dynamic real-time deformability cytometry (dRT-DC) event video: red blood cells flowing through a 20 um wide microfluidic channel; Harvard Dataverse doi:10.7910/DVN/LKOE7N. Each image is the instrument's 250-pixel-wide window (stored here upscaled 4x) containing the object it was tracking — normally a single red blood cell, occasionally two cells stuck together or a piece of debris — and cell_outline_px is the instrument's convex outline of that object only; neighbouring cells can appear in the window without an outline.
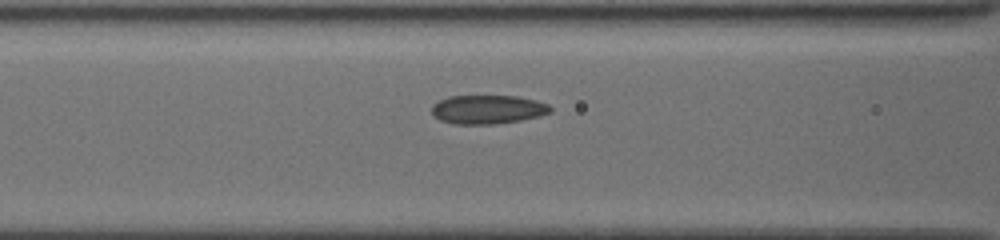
{"species": "common noctule bat (a hibernating species)", "species_latin": "Nyctalus noctula", "temperature_condition": "cold", "stored_images_in_passage": 8, "camera_frame_rate_fps": 3000, "um_per_image_px": 0.085, "animal": {"sex": "female", "body_mass_g": 19.5, "forearm_length_mm": 54.1}, "frame": {"image": 1, "passage_image": 7, "time_ms": 3.0, "image_size_px": [1000, 240], "cell_outline_px": [[552, 112], [540, 116], [520, 120], [496, 124], [452, 124], [440, 120], [432, 116], [432, 104], [448, 96], [516, 96], [536, 100], [548, 104], [552, 108]], "centroid_in_image_um": [41.44, 9.31], "position_along_channel_um": 125.2, "area_um2": 20.11}}